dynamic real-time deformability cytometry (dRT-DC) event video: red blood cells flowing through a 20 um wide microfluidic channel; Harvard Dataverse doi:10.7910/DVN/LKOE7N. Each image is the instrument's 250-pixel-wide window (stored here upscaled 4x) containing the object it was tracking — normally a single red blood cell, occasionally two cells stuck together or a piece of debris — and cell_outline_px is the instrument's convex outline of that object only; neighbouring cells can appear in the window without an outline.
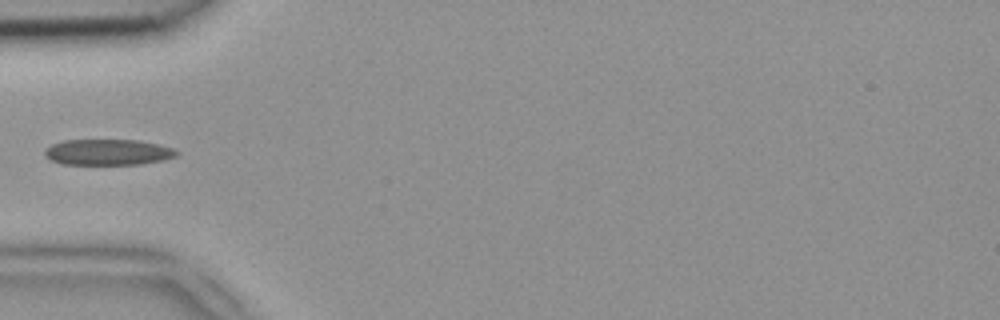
{"species": "common noctule bat (a hibernating species)", "species_latin": "Nyctalus noctula", "temperature_condition": "room temperature", "stored_images_in_passage": 34, "camera_frame_rate_fps": 3000, "um_per_image_px": 0.085, "animal": {"sex": "female", "body_mass_g": 18.4}, "frame": {"image": 1, "passage_image": 1, "time_ms": 0.0, "image_size_px": [1000, 320], "cell_outline_px": [[180, 152], [176, 156], [164, 160], [144, 164], [60, 164], [44, 156], [44, 148], [52, 144], [64, 140], [140, 140], [172, 148]], "centroid_in_image_um": [9.16, 12.94], "position_along_channel_um": 75.8, "area_um2": 20.0}}
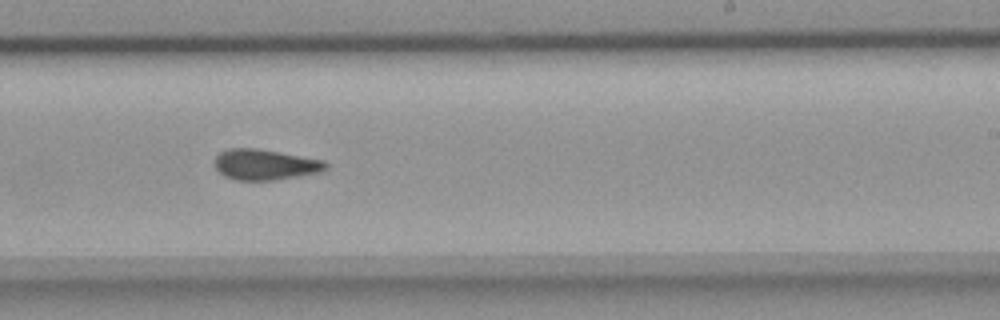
{"frame": {"image": 2, "passage_image": 15, "time_ms": 4.667, "image_size_px": [1000, 320], "cell_outline_px": [[328, 168], [320, 172], [276, 180], [236, 180], [224, 176], [212, 164], [216, 156], [220, 152], [228, 148], [256, 148], [324, 160], [328, 164]], "centroid_in_image_um": [22.51, 13.99], "position_along_channel_um": 266.5, "area_um2": 19.94}}
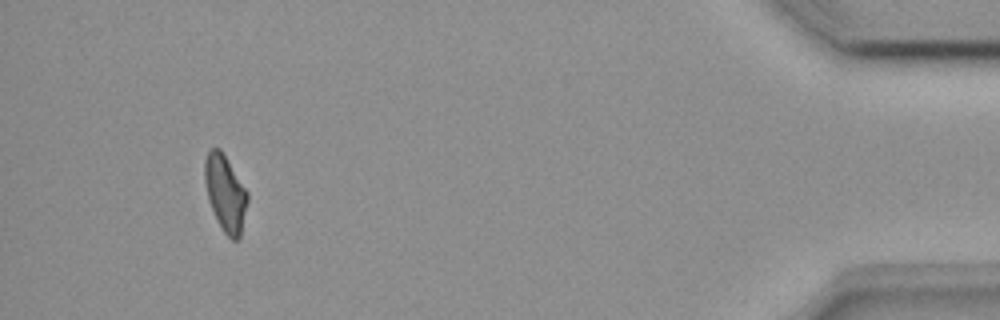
{"frame": {"image": 3, "passage_image": 31, "time_ms": 10.0, "image_size_px": [1000, 320], "cell_outline_px": [[248, 200], [240, 236], [236, 240], [232, 240], [224, 232], [212, 208], [208, 196], [204, 180], [204, 160], [208, 152], [212, 148], [220, 148], [248, 192]], "centroid_in_image_um": [19.16, 16.39], "position_along_channel_um": 416.0, "area_um2": 18.61}}